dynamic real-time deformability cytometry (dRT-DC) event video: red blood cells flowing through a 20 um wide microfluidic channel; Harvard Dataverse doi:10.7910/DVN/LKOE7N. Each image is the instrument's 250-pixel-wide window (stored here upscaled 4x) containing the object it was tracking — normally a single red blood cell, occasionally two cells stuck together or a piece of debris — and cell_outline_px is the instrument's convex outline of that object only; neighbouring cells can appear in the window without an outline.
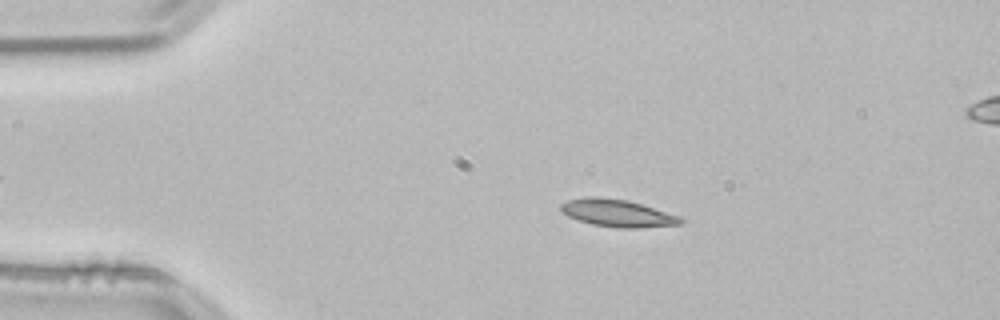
{"species": "common noctule bat (a hibernating species)", "species_latin": "Nyctalus noctula", "temperature_condition": "room temperature", "stored_images_in_passage": 45, "camera_frame_rate_fps": 3000, "um_per_image_px": 0.085, "animal": {"sex": "male", "body_mass_g": 21.5, "forearm_length_mm": 52.0}, "frame": {"image": 1, "passage_image": 10, "time_ms": 3.0, "image_size_px": [1000, 320], "cell_outline_px": [[684, 220], [680, 224], [640, 228], [620, 228], [592, 224], [568, 216], [560, 208], [560, 204], [568, 200], [584, 196], [596, 196], [628, 200], [680, 216]], "centroid_in_image_um": [52.48, 18.1], "position_along_channel_um": 32.5, "area_um2": 19.02}}
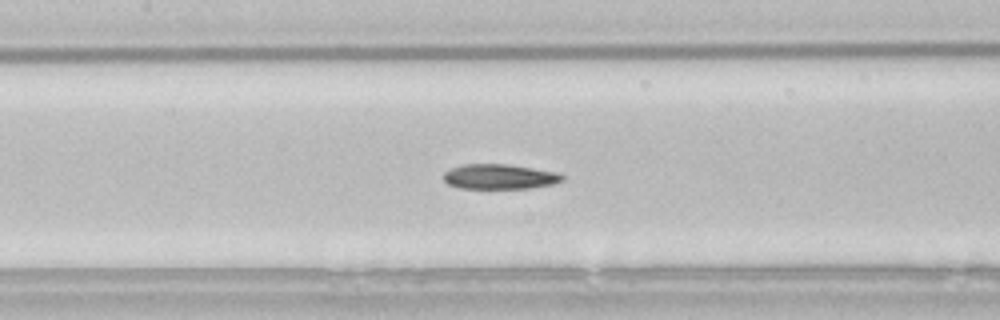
{"frame": {"image": 2, "passage_image": 24, "time_ms": 7.667, "image_size_px": [1000, 320], "cell_outline_px": [[564, 180], [552, 184], [528, 188], [460, 188], [448, 184], [444, 180], [444, 172], [452, 168], [464, 164], [508, 164], [556, 172], [564, 176]], "centroid_in_image_um": [42.45, 15.01], "position_along_channel_um": 164.9, "area_um2": 17.11}}
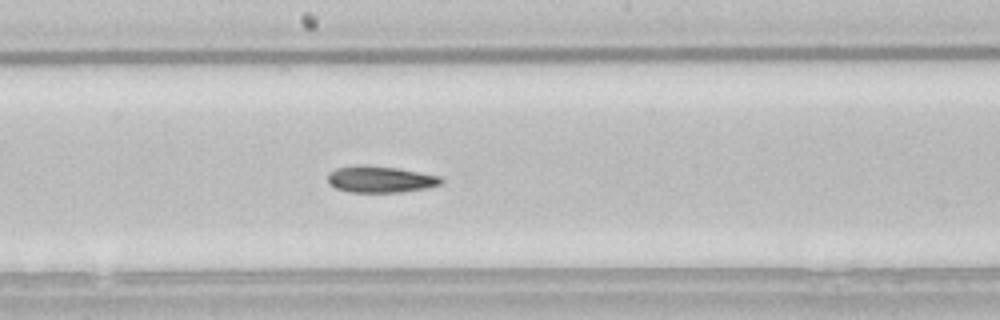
{"frame": {"image": 3, "passage_image": 28, "time_ms": 9.0, "image_size_px": [1000, 320], "cell_outline_px": [[444, 180], [440, 184], [428, 188], [396, 192], [348, 192], [336, 188], [328, 184], [328, 176], [336, 168], [360, 164], [368, 164], [396, 168], [440, 176]], "centroid_in_image_um": [32.31, 15.23], "position_along_channel_um": 215.9, "area_um2": 17.51}, "authors_computed_cell_mechanics": {"area_um2": 17.918, "velocity_mm_per_s": 3.8322, "shape_relaxation_time_tau1_ms": 5.943, "shape_relaxation_time_tau2_ms": null, "deformation_change_tau1": 0.137, "deformation_change_tau2": null}}